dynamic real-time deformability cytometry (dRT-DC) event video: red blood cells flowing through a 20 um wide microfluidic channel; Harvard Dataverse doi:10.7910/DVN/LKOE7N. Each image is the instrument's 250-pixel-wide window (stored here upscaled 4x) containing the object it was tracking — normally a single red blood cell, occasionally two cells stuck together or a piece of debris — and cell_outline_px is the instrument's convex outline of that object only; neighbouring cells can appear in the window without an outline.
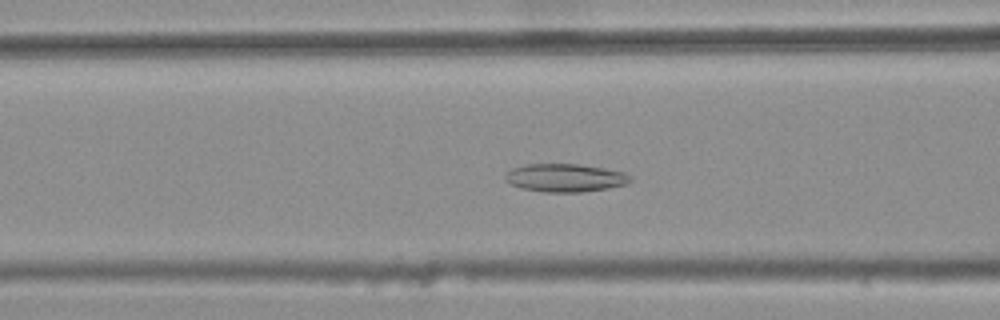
{"species": "common noctule bat (a hibernating species)", "species_latin": "Nyctalus noctula", "temperature_condition": "warm", "stored_images_in_passage": 38, "camera_frame_rate_fps": 3000, "um_per_image_px": 0.085, "animal": {"sex": "female", "body_mass_g": 25.1}, "frame": {"image": 1, "passage_image": 15, "time_ms": 4.667, "image_size_px": [1000, 320], "cell_outline_px": [[632, 180], [628, 184], [608, 188], [580, 192], [544, 192], [520, 188], [504, 180], [504, 176], [512, 168], [524, 164], [580, 164], [604, 168], [624, 172], [632, 176]], "centroid_in_image_um": [48.05, 15.11], "position_along_channel_um": 118.6, "area_um2": 20.63}}
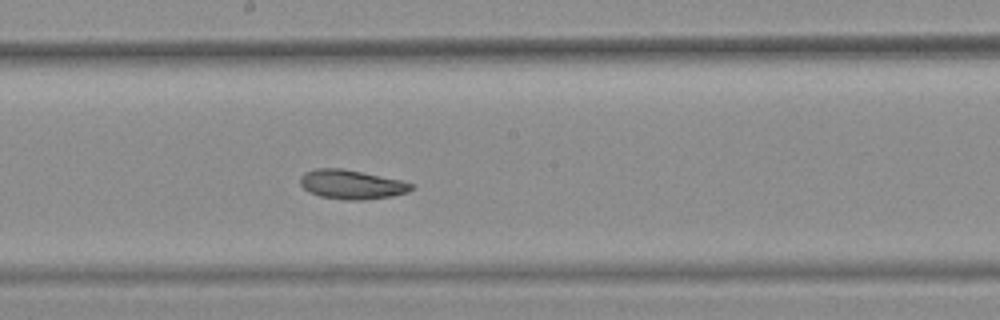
{"frame": {"image": 2, "passage_image": 23, "time_ms": 7.333, "image_size_px": [1000, 320], "cell_outline_px": [[416, 188], [408, 192], [392, 196], [364, 200], [344, 200], [320, 196], [308, 192], [300, 184], [300, 176], [304, 172], [316, 168], [340, 168], [400, 180], [416, 184]], "centroid_in_image_um": [29.89, 15.69], "position_along_channel_um": 218.3, "area_um2": 19.02}}
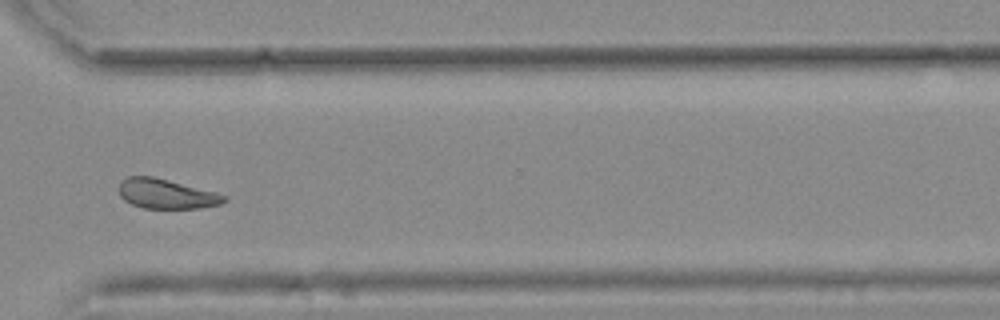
{"frame": {"image": 3, "passage_image": 34, "time_ms": 11.0, "image_size_px": [1000, 320], "cell_outline_px": [[228, 200], [220, 204], [200, 208], [144, 208], [132, 204], [124, 200], [120, 196], [120, 180], [128, 176], [152, 176], [216, 192], [228, 196]], "centroid_in_image_um": [14.15, 16.48], "position_along_channel_um": 356.5, "area_um2": 18.15}, "authors_computed_cell_mechanics": {"area_um2": 19.074, "velocity_mm_per_s": 3.7482, "shape_relaxation_time_tau1_ms": null, "shape_relaxation_time_tau2_ms": 3.8276, "deformation_change_tau1": null, "deformation_change_tau2": 0.1083}}